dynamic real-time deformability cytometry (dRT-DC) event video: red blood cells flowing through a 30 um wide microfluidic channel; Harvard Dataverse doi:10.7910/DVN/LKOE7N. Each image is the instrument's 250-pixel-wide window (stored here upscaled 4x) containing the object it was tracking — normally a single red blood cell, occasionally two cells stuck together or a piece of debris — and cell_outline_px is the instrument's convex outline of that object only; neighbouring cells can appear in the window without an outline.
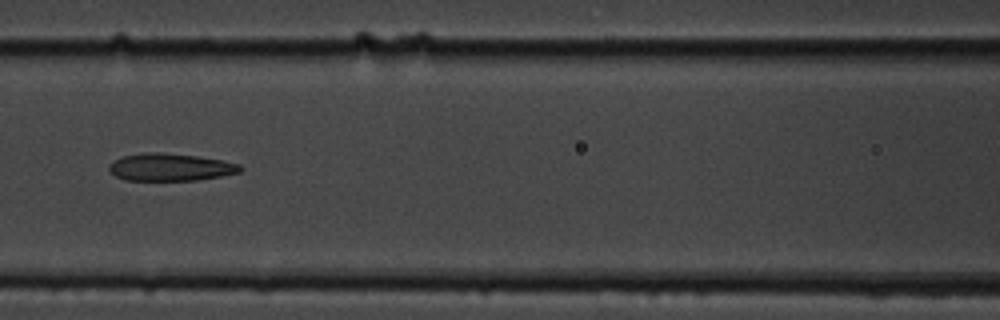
{"species": "common noctule bat (a hibernating species)", "species_latin": "Nyctalus noctula", "temperature_condition": "cold", "stored_images_in_passage": 3, "camera_frame_rate_fps": 3000, "um_per_image_px": 0.085, "animal": {"sex": "male", "body_mass_g": 19.5, "forearm_length_mm": 54.6}, "frame": {"image": 1, "passage_image": 3, "time_ms": 2.667, "image_size_px": [1000, 320], "cell_outline_px": [[244, 168], [240, 172], [220, 176], [196, 180], [124, 180], [116, 176], [108, 168], [108, 164], [124, 156], [144, 152], [160, 152], [196, 156], [224, 160], [240, 164]], "centroid_in_image_um": [14.5, 14.2], "position_along_channel_um": 152.1, "area_um2": 20.92}}